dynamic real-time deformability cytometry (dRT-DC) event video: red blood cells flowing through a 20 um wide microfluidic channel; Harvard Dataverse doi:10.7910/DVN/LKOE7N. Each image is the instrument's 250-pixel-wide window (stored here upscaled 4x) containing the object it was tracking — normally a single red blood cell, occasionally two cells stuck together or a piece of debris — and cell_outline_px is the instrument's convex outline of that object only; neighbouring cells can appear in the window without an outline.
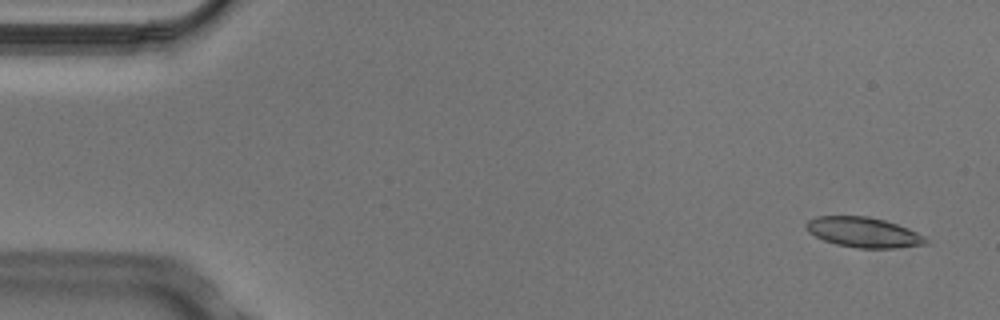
{"species": "Egyptian fruit bat (a non-hibernating species)", "species_latin": "Rousettus aegyptiacus", "temperature_condition": "cold", "stored_images_in_passage": 5, "camera_frame_rate_fps": 3000, "um_per_image_px": 0.085, "animal": {"sex": "male"}, "frame": {"image": 1, "passage_image": 1, "time_ms": 0.0, "image_size_px": [1000, 320], "cell_outline_px": [[932, 240], [928, 244], [896, 248], [856, 248], [836, 244], [824, 240], [808, 232], [804, 224], [808, 220], [816, 216], [868, 216], [884, 220], [908, 228]], "centroid_in_image_um": [73.42, 19.75], "position_along_channel_um": 11.6, "area_um2": 21.15}}